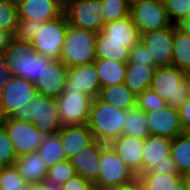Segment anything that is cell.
<instances>
[{
  "label": "cell",
  "instance_id": "6da1fadb",
  "mask_svg": "<svg viewBox=\"0 0 190 190\" xmlns=\"http://www.w3.org/2000/svg\"><path fill=\"white\" fill-rule=\"evenodd\" d=\"M13 77H22L36 84L41 77L44 64L52 59L38 54L33 50L31 42L11 39L9 45L1 54Z\"/></svg>",
  "mask_w": 190,
  "mask_h": 190
},
{
  "label": "cell",
  "instance_id": "7a4b0ae2",
  "mask_svg": "<svg viewBox=\"0 0 190 190\" xmlns=\"http://www.w3.org/2000/svg\"><path fill=\"white\" fill-rule=\"evenodd\" d=\"M126 113V110L113 107L97 97L93 98L87 125L94 139L109 144L119 138L123 133Z\"/></svg>",
  "mask_w": 190,
  "mask_h": 190
},
{
  "label": "cell",
  "instance_id": "3957f363",
  "mask_svg": "<svg viewBox=\"0 0 190 190\" xmlns=\"http://www.w3.org/2000/svg\"><path fill=\"white\" fill-rule=\"evenodd\" d=\"M10 118L32 122L45 135L57 134L62 128L57 99L39 94L30 104L17 109Z\"/></svg>",
  "mask_w": 190,
  "mask_h": 190
},
{
  "label": "cell",
  "instance_id": "277c9868",
  "mask_svg": "<svg viewBox=\"0 0 190 190\" xmlns=\"http://www.w3.org/2000/svg\"><path fill=\"white\" fill-rule=\"evenodd\" d=\"M149 89L176 108L190 96L186 72L174 66L156 68Z\"/></svg>",
  "mask_w": 190,
  "mask_h": 190
},
{
  "label": "cell",
  "instance_id": "5b68a950",
  "mask_svg": "<svg viewBox=\"0 0 190 190\" xmlns=\"http://www.w3.org/2000/svg\"><path fill=\"white\" fill-rule=\"evenodd\" d=\"M96 32L78 28L68 23L64 46L60 54V61L67 67L94 62Z\"/></svg>",
  "mask_w": 190,
  "mask_h": 190
},
{
  "label": "cell",
  "instance_id": "8992f818",
  "mask_svg": "<svg viewBox=\"0 0 190 190\" xmlns=\"http://www.w3.org/2000/svg\"><path fill=\"white\" fill-rule=\"evenodd\" d=\"M68 23L65 12L55 19L43 22V26L30 41L33 50L52 60H59L66 38Z\"/></svg>",
  "mask_w": 190,
  "mask_h": 190
},
{
  "label": "cell",
  "instance_id": "52a82bcc",
  "mask_svg": "<svg viewBox=\"0 0 190 190\" xmlns=\"http://www.w3.org/2000/svg\"><path fill=\"white\" fill-rule=\"evenodd\" d=\"M37 95L35 84L22 77H11L0 92V119L30 104Z\"/></svg>",
  "mask_w": 190,
  "mask_h": 190
},
{
  "label": "cell",
  "instance_id": "ba28073f",
  "mask_svg": "<svg viewBox=\"0 0 190 190\" xmlns=\"http://www.w3.org/2000/svg\"><path fill=\"white\" fill-rule=\"evenodd\" d=\"M129 15L140 34L162 30L173 25L165 8L164 0H145L130 7Z\"/></svg>",
  "mask_w": 190,
  "mask_h": 190
},
{
  "label": "cell",
  "instance_id": "9c48e42d",
  "mask_svg": "<svg viewBox=\"0 0 190 190\" xmlns=\"http://www.w3.org/2000/svg\"><path fill=\"white\" fill-rule=\"evenodd\" d=\"M136 177L112 147L102 142L100 173L95 184L101 185L103 188H113L129 183Z\"/></svg>",
  "mask_w": 190,
  "mask_h": 190
},
{
  "label": "cell",
  "instance_id": "30bf717a",
  "mask_svg": "<svg viewBox=\"0 0 190 190\" xmlns=\"http://www.w3.org/2000/svg\"><path fill=\"white\" fill-rule=\"evenodd\" d=\"M0 123L4 126L18 156L37 151L46 136L32 122L6 117L0 119Z\"/></svg>",
  "mask_w": 190,
  "mask_h": 190
},
{
  "label": "cell",
  "instance_id": "8fae6325",
  "mask_svg": "<svg viewBox=\"0 0 190 190\" xmlns=\"http://www.w3.org/2000/svg\"><path fill=\"white\" fill-rule=\"evenodd\" d=\"M64 12L70 25L96 33L105 25L101 0L69 2Z\"/></svg>",
  "mask_w": 190,
  "mask_h": 190
},
{
  "label": "cell",
  "instance_id": "7c38bea8",
  "mask_svg": "<svg viewBox=\"0 0 190 190\" xmlns=\"http://www.w3.org/2000/svg\"><path fill=\"white\" fill-rule=\"evenodd\" d=\"M57 101L62 126L87 124L93 97L76 91H63Z\"/></svg>",
  "mask_w": 190,
  "mask_h": 190
},
{
  "label": "cell",
  "instance_id": "4fadbf2b",
  "mask_svg": "<svg viewBox=\"0 0 190 190\" xmlns=\"http://www.w3.org/2000/svg\"><path fill=\"white\" fill-rule=\"evenodd\" d=\"M140 41L147 47L156 68L168 67L173 56V25L162 30L141 33Z\"/></svg>",
  "mask_w": 190,
  "mask_h": 190
},
{
  "label": "cell",
  "instance_id": "5bb4252c",
  "mask_svg": "<svg viewBox=\"0 0 190 190\" xmlns=\"http://www.w3.org/2000/svg\"><path fill=\"white\" fill-rule=\"evenodd\" d=\"M101 89L94 62L68 67L64 91H76L95 98Z\"/></svg>",
  "mask_w": 190,
  "mask_h": 190
},
{
  "label": "cell",
  "instance_id": "9a60e30c",
  "mask_svg": "<svg viewBox=\"0 0 190 190\" xmlns=\"http://www.w3.org/2000/svg\"><path fill=\"white\" fill-rule=\"evenodd\" d=\"M150 135L164 136L174 139L184 133L179 110L176 107L166 105L161 109L152 112H146Z\"/></svg>",
  "mask_w": 190,
  "mask_h": 190
},
{
  "label": "cell",
  "instance_id": "2e32d148",
  "mask_svg": "<svg viewBox=\"0 0 190 190\" xmlns=\"http://www.w3.org/2000/svg\"><path fill=\"white\" fill-rule=\"evenodd\" d=\"M67 75L68 67L60 60L44 64L42 75L35 84L37 94L57 99L64 91Z\"/></svg>",
  "mask_w": 190,
  "mask_h": 190
},
{
  "label": "cell",
  "instance_id": "e0dca14e",
  "mask_svg": "<svg viewBox=\"0 0 190 190\" xmlns=\"http://www.w3.org/2000/svg\"><path fill=\"white\" fill-rule=\"evenodd\" d=\"M18 19L46 22L64 13V0H16Z\"/></svg>",
  "mask_w": 190,
  "mask_h": 190
},
{
  "label": "cell",
  "instance_id": "ac0fdd59",
  "mask_svg": "<svg viewBox=\"0 0 190 190\" xmlns=\"http://www.w3.org/2000/svg\"><path fill=\"white\" fill-rule=\"evenodd\" d=\"M142 138L122 134L109 143L119 158L138 177L143 173L142 152L144 147Z\"/></svg>",
  "mask_w": 190,
  "mask_h": 190
},
{
  "label": "cell",
  "instance_id": "d6986e66",
  "mask_svg": "<svg viewBox=\"0 0 190 190\" xmlns=\"http://www.w3.org/2000/svg\"><path fill=\"white\" fill-rule=\"evenodd\" d=\"M101 152L102 142L94 140L90 145L72 156L69 161L76 174L91 183H95L100 173Z\"/></svg>",
  "mask_w": 190,
  "mask_h": 190
},
{
  "label": "cell",
  "instance_id": "ffe728a7",
  "mask_svg": "<svg viewBox=\"0 0 190 190\" xmlns=\"http://www.w3.org/2000/svg\"><path fill=\"white\" fill-rule=\"evenodd\" d=\"M57 134L67 160L95 140L87 124L62 126Z\"/></svg>",
  "mask_w": 190,
  "mask_h": 190
},
{
  "label": "cell",
  "instance_id": "44dd1931",
  "mask_svg": "<svg viewBox=\"0 0 190 190\" xmlns=\"http://www.w3.org/2000/svg\"><path fill=\"white\" fill-rule=\"evenodd\" d=\"M106 41L122 43L131 49L140 41L141 34L130 15L125 18L106 23L101 29Z\"/></svg>",
  "mask_w": 190,
  "mask_h": 190
},
{
  "label": "cell",
  "instance_id": "7402d4cb",
  "mask_svg": "<svg viewBox=\"0 0 190 190\" xmlns=\"http://www.w3.org/2000/svg\"><path fill=\"white\" fill-rule=\"evenodd\" d=\"M172 139L164 136L149 135L144 140L142 152L143 173L148 172L155 164L167 160L170 156Z\"/></svg>",
  "mask_w": 190,
  "mask_h": 190
},
{
  "label": "cell",
  "instance_id": "603a6c76",
  "mask_svg": "<svg viewBox=\"0 0 190 190\" xmlns=\"http://www.w3.org/2000/svg\"><path fill=\"white\" fill-rule=\"evenodd\" d=\"M14 166L28 183L46 180L48 168L38 151L18 156Z\"/></svg>",
  "mask_w": 190,
  "mask_h": 190
},
{
  "label": "cell",
  "instance_id": "cb8c5ba5",
  "mask_svg": "<svg viewBox=\"0 0 190 190\" xmlns=\"http://www.w3.org/2000/svg\"><path fill=\"white\" fill-rule=\"evenodd\" d=\"M155 71L156 66H145L127 61L124 84L137 97L150 87Z\"/></svg>",
  "mask_w": 190,
  "mask_h": 190
},
{
  "label": "cell",
  "instance_id": "d4e9b609",
  "mask_svg": "<svg viewBox=\"0 0 190 190\" xmlns=\"http://www.w3.org/2000/svg\"><path fill=\"white\" fill-rule=\"evenodd\" d=\"M97 98L113 107L126 111L136 107L137 101V97L124 83L102 87Z\"/></svg>",
  "mask_w": 190,
  "mask_h": 190
},
{
  "label": "cell",
  "instance_id": "484cf974",
  "mask_svg": "<svg viewBox=\"0 0 190 190\" xmlns=\"http://www.w3.org/2000/svg\"><path fill=\"white\" fill-rule=\"evenodd\" d=\"M94 64L101 88L124 83L126 62H118L112 59H95Z\"/></svg>",
  "mask_w": 190,
  "mask_h": 190
},
{
  "label": "cell",
  "instance_id": "4316f807",
  "mask_svg": "<svg viewBox=\"0 0 190 190\" xmlns=\"http://www.w3.org/2000/svg\"><path fill=\"white\" fill-rule=\"evenodd\" d=\"M171 66L190 71V37L173 24V56Z\"/></svg>",
  "mask_w": 190,
  "mask_h": 190
},
{
  "label": "cell",
  "instance_id": "83f0119b",
  "mask_svg": "<svg viewBox=\"0 0 190 190\" xmlns=\"http://www.w3.org/2000/svg\"><path fill=\"white\" fill-rule=\"evenodd\" d=\"M170 155L180 175L190 174V133H182L172 139Z\"/></svg>",
  "mask_w": 190,
  "mask_h": 190
},
{
  "label": "cell",
  "instance_id": "f1b7e54d",
  "mask_svg": "<svg viewBox=\"0 0 190 190\" xmlns=\"http://www.w3.org/2000/svg\"><path fill=\"white\" fill-rule=\"evenodd\" d=\"M130 49L122 43L106 41V36L101 32L97 34L95 42L96 59H112L118 62H127L129 60Z\"/></svg>",
  "mask_w": 190,
  "mask_h": 190
},
{
  "label": "cell",
  "instance_id": "f546056e",
  "mask_svg": "<svg viewBox=\"0 0 190 190\" xmlns=\"http://www.w3.org/2000/svg\"><path fill=\"white\" fill-rule=\"evenodd\" d=\"M124 135L145 139L150 135L146 112L137 106L128 110L123 125Z\"/></svg>",
  "mask_w": 190,
  "mask_h": 190
},
{
  "label": "cell",
  "instance_id": "4dcf8cb0",
  "mask_svg": "<svg viewBox=\"0 0 190 190\" xmlns=\"http://www.w3.org/2000/svg\"><path fill=\"white\" fill-rule=\"evenodd\" d=\"M37 151L41 154L47 168L67 160L58 134L46 135Z\"/></svg>",
  "mask_w": 190,
  "mask_h": 190
},
{
  "label": "cell",
  "instance_id": "1f68e13d",
  "mask_svg": "<svg viewBox=\"0 0 190 190\" xmlns=\"http://www.w3.org/2000/svg\"><path fill=\"white\" fill-rule=\"evenodd\" d=\"M143 190H174L182 181L180 174L139 175Z\"/></svg>",
  "mask_w": 190,
  "mask_h": 190
},
{
  "label": "cell",
  "instance_id": "d6a6232c",
  "mask_svg": "<svg viewBox=\"0 0 190 190\" xmlns=\"http://www.w3.org/2000/svg\"><path fill=\"white\" fill-rule=\"evenodd\" d=\"M76 175V171L71 165V162L69 160H63L48 168L45 182L50 184L53 188L58 189Z\"/></svg>",
  "mask_w": 190,
  "mask_h": 190
},
{
  "label": "cell",
  "instance_id": "836d02e7",
  "mask_svg": "<svg viewBox=\"0 0 190 190\" xmlns=\"http://www.w3.org/2000/svg\"><path fill=\"white\" fill-rule=\"evenodd\" d=\"M29 184L14 165L0 167V190H27Z\"/></svg>",
  "mask_w": 190,
  "mask_h": 190
},
{
  "label": "cell",
  "instance_id": "e575fe53",
  "mask_svg": "<svg viewBox=\"0 0 190 190\" xmlns=\"http://www.w3.org/2000/svg\"><path fill=\"white\" fill-rule=\"evenodd\" d=\"M18 20L16 0H0V29L9 31L12 34Z\"/></svg>",
  "mask_w": 190,
  "mask_h": 190
},
{
  "label": "cell",
  "instance_id": "d590c367",
  "mask_svg": "<svg viewBox=\"0 0 190 190\" xmlns=\"http://www.w3.org/2000/svg\"><path fill=\"white\" fill-rule=\"evenodd\" d=\"M105 24L125 18L129 15L130 7L126 0H101Z\"/></svg>",
  "mask_w": 190,
  "mask_h": 190
},
{
  "label": "cell",
  "instance_id": "8d00e7d4",
  "mask_svg": "<svg viewBox=\"0 0 190 190\" xmlns=\"http://www.w3.org/2000/svg\"><path fill=\"white\" fill-rule=\"evenodd\" d=\"M43 26V22L29 19H19L12 33V39L16 41L30 42L38 30Z\"/></svg>",
  "mask_w": 190,
  "mask_h": 190
},
{
  "label": "cell",
  "instance_id": "74e56055",
  "mask_svg": "<svg viewBox=\"0 0 190 190\" xmlns=\"http://www.w3.org/2000/svg\"><path fill=\"white\" fill-rule=\"evenodd\" d=\"M170 21L177 25L190 15V0H164Z\"/></svg>",
  "mask_w": 190,
  "mask_h": 190
},
{
  "label": "cell",
  "instance_id": "f35d334b",
  "mask_svg": "<svg viewBox=\"0 0 190 190\" xmlns=\"http://www.w3.org/2000/svg\"><path fill=\"white\" fill-rule=\"evenodd\" d=\"M17 158L14 146L4 126L0 123V167L14 165Z\"/></svg>",
  "mask_w": 190,
  "mask_h": 190
},
{
  "label": "cell",
  "instance_id": "ab89813d",
  "mask_svg": "<svg viewBox=\"0 0 190 190\" xmlns=\"http://www.w3.org/2000/svg\"><path fill=\"white\" fill-rule=\"evenodd\" d=\"M166 105L167 102L149 88L137 96L136 106L144 112L156 111Z\"/></svg>",
  "mask_w": 190,
  "mask_h": 190
},
{
  "label": "cell",
  "instance_id": "60d3db41",
  "mask_svg": "<svg viewBox=\"0 0 190 190\" xmlns=\"http://www.w3.org/2000/svg\"><path fill=\"white\" fill-rule=\"evenodd\" d=\"M128 61L131 63H138L145 66H156L154 63V59L151 56V53L142 41H139L130 49Z\"/></svg>",
  "mask_w": 190,
  "mask_h": 190
},
{
  "label": "cell",
  "instance_id": "b9f144b4",
  "mask_svg": "<svg viewBox=\"0 0 190 190\" xmlns=\"http://www.w3.org/2000/svg\"><path fill=\"white\" fill-rule=\"evenodd\" d=\"M158 174H179L175 162L171 155L167 156V160L159 164H155L148 172L140 175H158Z\"/></svg>",
  "mask_w": 190,
  "mask_h": 190
},
{
  "label": "cell",
  "instance_id": "7bdbcfd3",
  "mask_svg": "<svg viewBox=\"0 0 190 190\" xmlns=\"http://www.w3.org/2000/svg\"><path fill=\"white\" fill-rule=\"evenodd\" d=\"M178 110L184 133H190V96L178 107Z\"/></svg>",
  "mask_w": 190,
  "mask_h": 190
},
{
  "label": "cell",
  "instance_id": "ee69618b",
  "mask_svg": "<svg viewBox=\"0 0 190 190\" xmlns=\"http://www.w3.org/2000/svg\"><path fill=\"white\" fill-rule=\"evenodd\" d=\"M91 184L88 180H85L81 176L76 175L74 178L69 179L64 185L57 190H87Z\"/></svg>",
  "mask_w": 190,
  "mask_h": 190
},
{
  "label": "cell",
  "instance_id": "f6af8a7d",
  "mask_svg": "<svg viewBox=\"0 0 190 190\" xmlns=\"http://www.w3.org/2000/svg\"><path fill=\"white\" fill-rule=\"evenodd\" d=\"M10 70L8 69L5 59L0 55V92L2 87L10 80L11 78Z\"/></svg>",
  "mask_w": 190,
  "mask_h": 190
},
{
  "label": "cell",
  "instance_id": "bcb514c9",
  "mask_svg": "<svg viewBox=\"0 0 190 190\" xmlns=\"http://www.w3.org/2000/svg\"><path fill=\"white\" fill-rule=\"evenodd\" d=\"M103 190H143L142 184L138 177L134 180L130 181L129 183L113 187V188H103Z\"/></svg>",
  "mask_w": 190,
  "mask_h": 190
},
{
  "label": "cell",
  "instance_id": "7dc6e473",
  "mask_svg": "<svg viewBox=\"0 0 190 190\" xmlns=\"http://www.w3.org/2000/svg\"><path fill=\"white\" fill-rule=\"evenodd\" d=\"M11 39L12 34L9 31L0 29V54H2L5 48L9 45Z\"/></svg>",
  "mask_w": 190,
  "mask_h": 190
},
{
  "label": "cell",
  "instance_id": "c3c4849f",
  "mask_svg": "<svg viewBox=\"0 0 190 190\" xmlns=\"http://www.w3.org/2000/svg\"><path fill=\"white\" fill-rule=\"evenodd\" d=\"M27 190H57L47 182L30 183Z\"/></svg>",
  "mask_w": 190,
  "mask_h": 190
},
{
  "label": "cell",
  "instance_id": "681fc988",
  "mask_svg": "<svg viewBox=\"0 0 190 190\" xmlns=\"http://www.w3.org/2000/svg\"><path fill=\"white\" fill-rule=\"evenodd\" d=\"M177 26L190 37V17L183 19Z\"/></svg>",
  "mask_w": 190,
  "mask_h": 190
},
{
  "label": "cell",
  "instance_id": "f907efd6",
  "mask_svg": "<svg viewBox=\"0 0 190 190\" xmlns=\"http://www.w3.org/2000/svg\"><path fill=\"white\" fill-rule=\"evenodd\" d=\"M87 190H103V187L101 185L95 184V183H91Z\"/></svg>",
  "mask_w": 190,
  "mask_h": 190
},
{
  "label": "cell",
  "instance_id": "816d5d0a",
  "mask_svg": "<svg viewBox=\"0 0 190 190\" xmlns=\"http://www.w3.org/2000/svg\"><path fill=\"white\" fill-rule=\"evenodd\" d=\"M183 180L187 186V189L190 190V174L189 175H186V176H183Z\"/></svg>",
  "mask_w": 190,
  "mask_h": 190
},
{
  "label": "cell",
  "instance_id": "f5cc1de1",
  "mask_svg": "<svg viewBox=\"0 0 190 190\" xmlns=\"http://www.w3.org/2000/svg\"><path fill=\"white\" fill-rule=\"evenodd\" d=\"M174 190H188L184 180Z\"/></svg>",
  "mask_w": 190,
  "mask_h": 190
},
{
  "label": "cell",
  "instance_id": "db71d44e",
  "mask_svg": "<svg viewBox=\"0 0 190 190\" xmlns=\"http://www.w3.org/2000/svg\"><path fill=\"white\" fill-rule=\"evenodd\" d=\"M142 1H145V0H126L129 7H131L132 5L137 4L139 2H142Z\"/></svg>",
  "mask_w": 190,
  "mask_h": 190
},
{
  "label": "cell",
  "instance_id": "11a10c76",
  "mask_svg": "<svg viewBox=\"0 0 190 190\" xmlns=\"http://www.w3.org/2000/svg\"><path fill=\"white\" fill-rule=\"evenodd\" d=\"M78 1H88V0H64V7H65L69 2H78Z\"/></svg>",
  "mask_w": 190,
  "mask_h": 190
},
{
  "label": "cell",
  "instance_id": "9f6ffc18",
  "mask_svg": "<svg viewBox=\"0 0 190 190\" xmlns=\"http://www.w3.org/2000/svg\"><path fill=\"white\" fill-rule=\"evenodd\" d=\"M186 79L189 82V88H190V71L186 72ZM190 92V89H189Z\"/></svg>",
  "mask_w": 190,
  "mask_h": 190
}]
</instances>
